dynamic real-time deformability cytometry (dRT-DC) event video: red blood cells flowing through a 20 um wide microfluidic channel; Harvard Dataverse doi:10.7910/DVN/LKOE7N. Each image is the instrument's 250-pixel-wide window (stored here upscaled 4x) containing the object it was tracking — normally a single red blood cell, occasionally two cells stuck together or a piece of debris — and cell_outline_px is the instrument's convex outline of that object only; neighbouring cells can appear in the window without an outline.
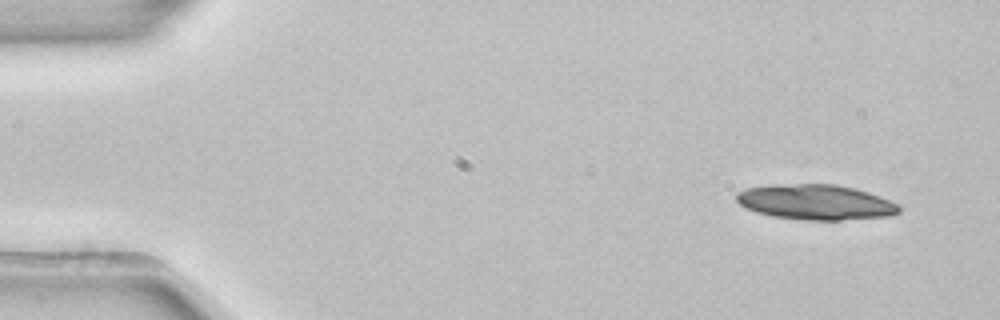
{"species": "common noctule bat (a hibernating species)", "species_latin": "Nyctalus noctula", "temperature_condition": "room temperature", "stored_images_in_passage": 4, "camera_frame_rate_fps": 3000, "um_per_image_px": 0.085, "animal": {"sex": "female", "body_mass_g": 22.7, "forearm_length_mm": 54.2}, "frame": {"image": 1, "passage_image": 1, "time_ms": 0.0, "image_size_px": [1000, 320], "cell_outline_px": [[900, 212], [892, 216], [840, 220], [804, 220], [772, 216], [756, 212], [740, 204], [736, 200], [736, 192], [748, 188], [768, 184], [836, 184], [868, 192], [880, 196], [900, 204]], "centroid_in_image_um": [69.35, 17.18], "position_along_channel_um": 15.6, "area_um2": 33.58}}
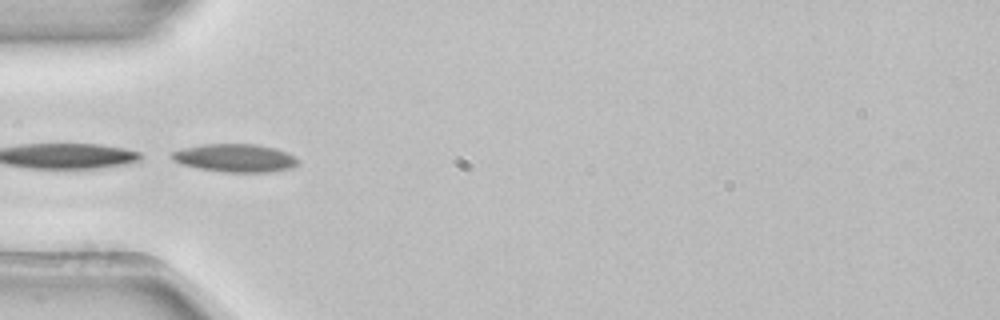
{"frame": {"image": 2, "passage_image": 4, "time_ms": 1.0, "image_size_px": [1000, 320], "cell_outline_px": [[300, 160], [292, 168], [268, 172], [224, 172], [200, 168], [180, 164], [172, 160], [168, 156], [172, 152], [184, 148], [204, 144], [256, 144], [276, 148], [288, 152], [296, 156]], "centroid_in_image_um": [20.0, 13.42], "position_along_channel_um": 65.0, "area_um2": 20.81}}